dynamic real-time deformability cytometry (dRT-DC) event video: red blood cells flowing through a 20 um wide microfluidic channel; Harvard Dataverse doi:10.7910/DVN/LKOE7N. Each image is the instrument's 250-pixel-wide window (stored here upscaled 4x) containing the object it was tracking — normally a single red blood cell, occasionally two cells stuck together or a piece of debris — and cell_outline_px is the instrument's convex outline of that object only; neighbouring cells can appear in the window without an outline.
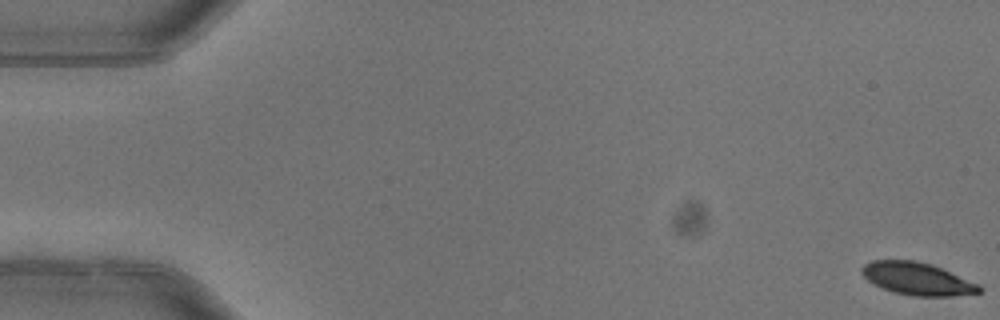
{"species": "common noctule bat (a hibernating species)", "species_latin": "Nyctalus noctula", "temperature_condition": "warm", "stored_images_in_passage": 5, "segment_of_instrument_passage": [2, 2], "camera_frame_rate_fps": 3000, "um_per_image_px": 0.085, "animal": {"sex": "female"}, "frame": {"image": 1, "passage_image": 5, "time_ms": 1.333, "image_size_px": [1000, 320], "cell_outline_px": [[984, 288], [980, 292], [948, 296], [912, 296], [896, 292], [884, 288], [868, 280], [860, 272], [860, 268], [864, 264], [872, 260], [916, 260], [932, 264], [980, 284]], "centroid_in_image_um": [77.99, 23.68], "position_along_channel_um": 7.0, "area_um2": 22.2}}